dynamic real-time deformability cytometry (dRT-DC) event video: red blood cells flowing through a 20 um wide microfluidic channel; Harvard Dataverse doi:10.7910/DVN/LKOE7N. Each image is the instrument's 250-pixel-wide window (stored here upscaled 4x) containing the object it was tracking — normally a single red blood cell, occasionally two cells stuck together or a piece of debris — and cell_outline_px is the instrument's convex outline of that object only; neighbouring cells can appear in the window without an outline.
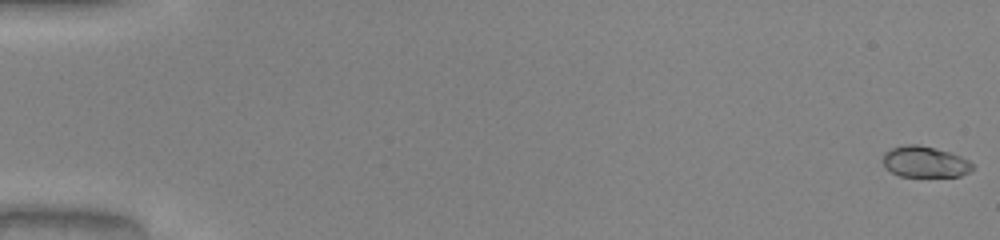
{"species": "common noctule bat (a hibernating species)", "species_latin": "Nyctalus noctula", "temperature_condition": "warm", "stored_images_in_passage": 52, "camera_frame_rate_fps": 3000, "um_per_image_px": 0.085, "animal": {"sex": "male", "body_mass_g": 20.0, "forearm_length_mm": 53.3}, "frame": {"image": 1, "passage_image": 1, "time_ms": 0.0, "image_size_px": [1000, 240], "cell_outline_px": [[972, 168], [968, 172], [960, 176], [900, 176], [884, 168], [884, 152], [892, 148], [904, 144], [916, 144], [948, 152], [960, 156], [968, 160], [972, 164]], "centroid_in_image_um": [78.58, 13.76], "position_along_channel_um": 6.4, "area_um2": 15.95}}
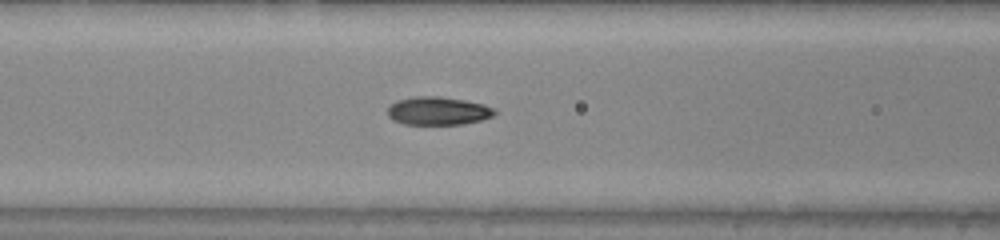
{"frame": {"image": 2, "passage_image": 23, "time_ms": 7.333, "image_size_px": [1000, 240], "cell_outline_px": [[496, 112], [492, 116], [480, 120], [464, 124], [404, 124], [392, 120], [388, 116], [388, 108], [396, 100], [416, 96], [440, 96], [464, 100], [484, 104], [496, 108]], "centroid_in_image_um": [37.23, 9.42], "position_along_channel_um": 129.4, "area_um2": 17.63}}
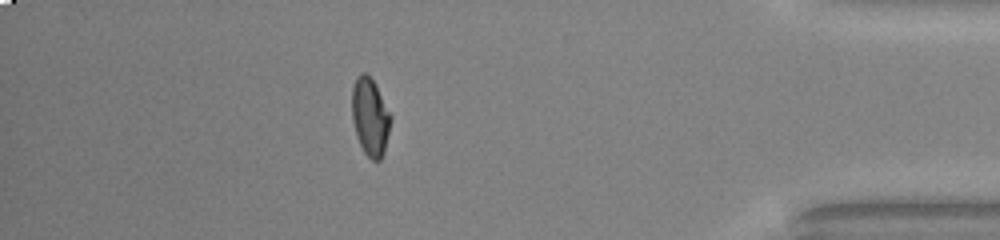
{"frame": {"image": 3, "passage_image": 46, "time_ms": 15.0, "image_size_px": [1000, 240], "cell_outline_px": [[392, 120], [384, 152], [380, 160], [372, 160], [364, 152], [356, 136], [352, 120], [352, 88], [356, 76], [360, 72], [364, 72], [372, 80], [392, 116]], "centroid_in_image_um": [31.45, 9.94], "position_along_channel_um": 403.7, "area_um2": 17.51}, "authors_computed_cell_mechanics": {"area_um2": 17.2244, "velocity_mm_per_s": 4.0902, "shape_relaxation_time_tau1_ms": 5.2572, "shape_relaxation_time_tau2_ms": 0.7875, "deformation_change_tau1": 0.2284, "deformation_change_tau2": 0.0416}}